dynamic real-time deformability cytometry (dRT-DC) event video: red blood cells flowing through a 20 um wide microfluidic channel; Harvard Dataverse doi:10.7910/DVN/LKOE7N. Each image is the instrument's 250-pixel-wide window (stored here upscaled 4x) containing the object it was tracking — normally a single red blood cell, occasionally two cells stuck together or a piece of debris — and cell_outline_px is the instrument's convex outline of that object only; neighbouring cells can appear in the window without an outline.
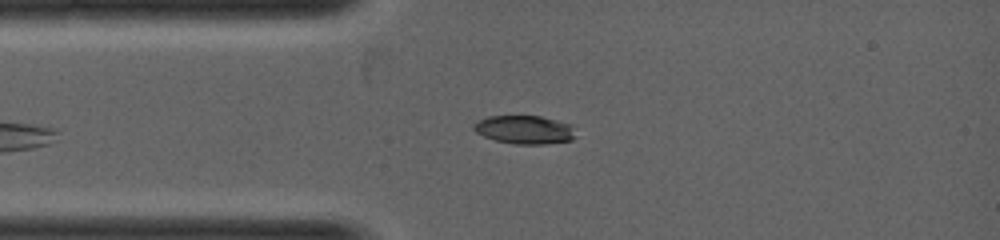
{"species": "common noctule bat (a hibernating species)", "species_latin": "Nyctalus noctula", "temperature_condition": "warm", "stored_images_in_passage": 24, "segment_of_instrument_passage": [1, 2], "camera_frame_rate_fps": 5000, "um_per_image_px": 0.085, "animal": {"sex": "female", "body_mass_g": 19.0, "forearm_length_mm": 53.3}, "frame": {"image": 1, "passage_image": 2, "time_ms": 0.2, "image_size_px": [1000, 240], "cell_outline_px": [[576, 136], [572, 140], [544, 144], [516, 144], [496, 140], [484, 136], [476, 132], [472, 128], [476, 120], [488, 116], [540, 116], [572, 124]], "centroid_in_image_um": [44.59, 11.02], "position_along_channel_um": 40.4, "area_um2": 16.94}}
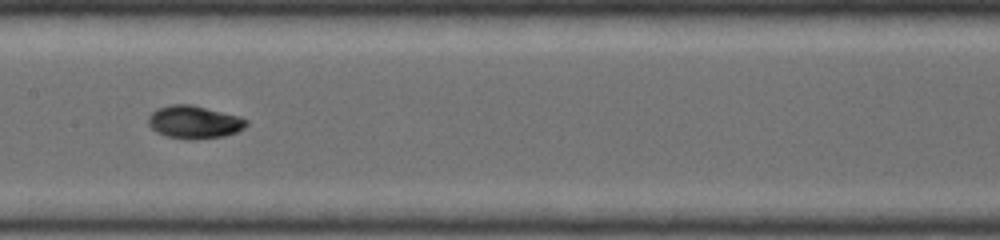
{"frame": {"image": 2, "passage_image": 11, "time_ms": 2.0, "image_size_px": [1000, 240], "cell_outline_px": [[248, 124], [244, 128], [236, 132], [224, 136], [196, 140], [188, 140], [168, 136], [156, 132], [148, 124], [148, 116], [156, 108], [168, 104], [192, 104], [240, 116], [248, 120]], "centroid_in_image_um": [16.51, 10.37], "position_along_channel_um": 190.9, "area_um2": 19.07}}
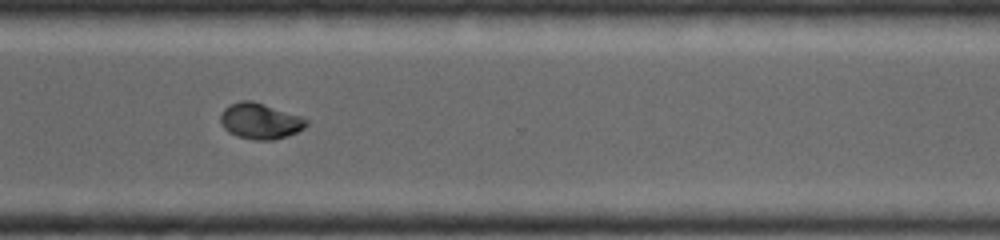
{"frame": {"image": 3, "passage_image": 20, "time_ms": 3.8, "image_size_px": [1000, 240], "cell_outline_px": [[308, 124], [304, 128], [288, 136], [272, 140], [256, 140], [236, 136], [228, 132], [220, 124], [220, 112], [224, 108], [240, 100], [252, 100], [300, 116], [308, 120]], "centroid_in_image_um": [22.08, 10.29], "position_along_channel_um": 348.5, "area_um2": 17.98}}